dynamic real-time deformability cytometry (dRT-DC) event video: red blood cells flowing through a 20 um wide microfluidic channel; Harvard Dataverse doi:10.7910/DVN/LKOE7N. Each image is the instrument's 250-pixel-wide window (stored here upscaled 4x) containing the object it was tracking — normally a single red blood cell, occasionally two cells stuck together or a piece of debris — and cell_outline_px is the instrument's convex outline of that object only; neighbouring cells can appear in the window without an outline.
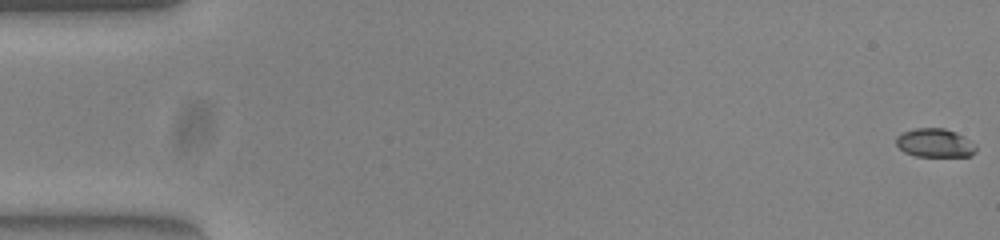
{"species": "common noctule bat (a hibernating species)", "species_latin": "Nyctalus noctula", "temperature_condition": "warm", "stored_images_in_passage": 54, "camera_frame_rate_fps": 3000, "um_per_image_px": 0.085, "animal": {"sex": "female", "body_mass_g": 23.0, "forearm_length_mm": 53.4}, "frame": {"image": 1, "passage_image": 1, "time_ms": 0.0, "image_size_px": [1000, 240], "cell_outline_px": [[976, 152], [972, 156], [916, 156], [904, 152], [896, 144], [896, 136], [904, 132], [916, 128], [944, 128], [956, 132], [964, 136], [976, 144]], "centroid_in_image_um": [79.5, 12.15], "position_along_channel_um": 5.5, "area_um2": 13.41}}
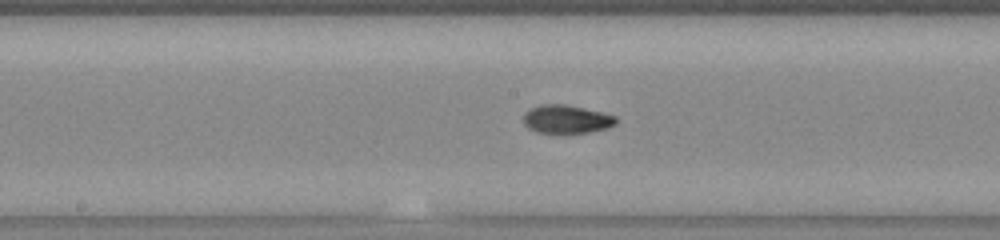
{"frame": {"image": 2, "passage_image": 28, "time_ms": 9.0, "image_size_px": [1000, 240], "cell_outline_px": [[616, 124], [608, 128], [588, 132], [536, 132], [528, 128], [524, 124], [524, 112], [528, 108], [540, 104], [564, 104], [584, 108], [616, 116]], "centroid_in_image_um": [48.12, 10.11], "position_along_channel_um": 200.1, "area_um2": 15.2}}
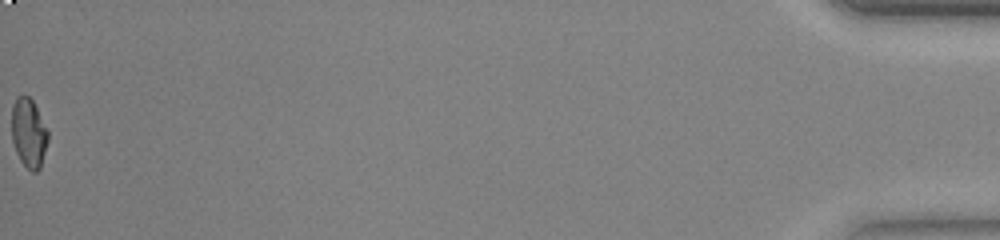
{"frame": {"image": 3, "passage_image": 54, "time_ms": 17.667, "image_size_px": [1000, 240], "cell_outline_px": [[48, 140], [40, 168], [36, 172], [32, 172], [20, 160], [16, 152], [12, 140], [12, 104], [16, 96], [28, 96], [32, 100], [48, 132]], "centroid_in_image_um": [2.42, 11.3], "position_along_channel_um": 432.8, "area_um2": 14.45}, "authors_computed_cell_mechanics": {"area_um2": 14.8257, "velocity_mm_per_s": 3.9057, "shape_relaxation_time_tau1_ms": 5.5, "shape_relaxation_time_tau2_ms": 0.9905, "deformation_change_tau1": 0.1996, "deformation_change_tau2": 0.0388}}